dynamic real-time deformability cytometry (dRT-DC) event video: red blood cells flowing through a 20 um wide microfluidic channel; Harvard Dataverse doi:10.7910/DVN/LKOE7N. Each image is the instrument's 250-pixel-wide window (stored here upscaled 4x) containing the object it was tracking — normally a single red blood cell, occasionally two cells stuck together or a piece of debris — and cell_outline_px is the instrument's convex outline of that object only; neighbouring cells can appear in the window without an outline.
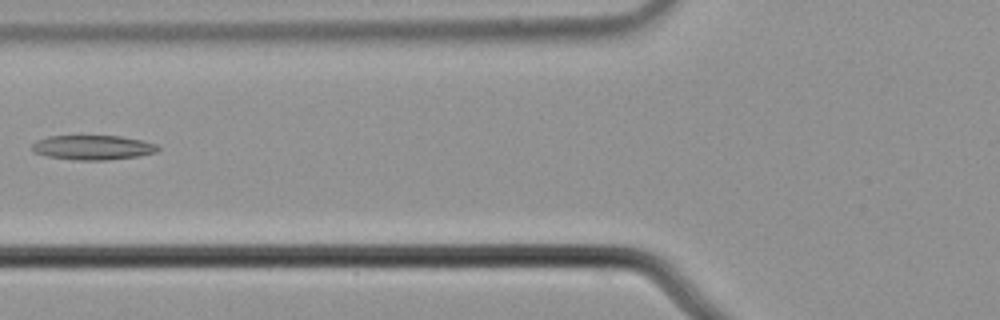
{"species": "common noctule bat (a hibernating species)", "species_latin": "Nyctalus noctula", "temperature_condition": "cold", "stored_images_in_passage": 7, "camera_frame_rate_fps": 3000, "um_per_image_px": 0.085, "animal": {"sex": "male", "body_mass_g": 21.5, "forearm_length_mm": 52.0}, "frame": {"image": 1, "passage_image": 6, "time_ms": 1.667, "image_size_px": [1000, 320], "cell_outline_px": [[160, 148], [156, 152], [140, 156], [108, 160], [76, 160], [48, 156], [32, 152], [32, 144], [36, 140], [48, 136], [120, 136], [144, 140], [156, 144]], "centroid_in_image_um": [7.9, 12.53], "position_along_channel_um": 117.9, "area_um2": 18.15}}
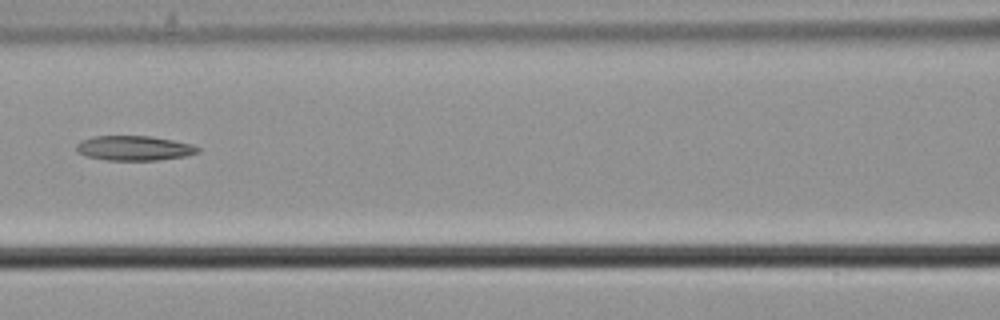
{"frame": {"image": 2, "passage_image": 7, "time_ms": 2.0, "image_size_px": [1000, 320], "cell_outline_px": [[200, 152], [188, 156], [156, 160], [108, 160], [84, 156], [76, 152], [76, 144], [80, 140], [92, 136], [152, 136], [192, 144], [200, 148]], "centroid_in_image_um": [11.38, 12.59], "position_along_channel_um": 155.2, "area_um2": 17.74}}